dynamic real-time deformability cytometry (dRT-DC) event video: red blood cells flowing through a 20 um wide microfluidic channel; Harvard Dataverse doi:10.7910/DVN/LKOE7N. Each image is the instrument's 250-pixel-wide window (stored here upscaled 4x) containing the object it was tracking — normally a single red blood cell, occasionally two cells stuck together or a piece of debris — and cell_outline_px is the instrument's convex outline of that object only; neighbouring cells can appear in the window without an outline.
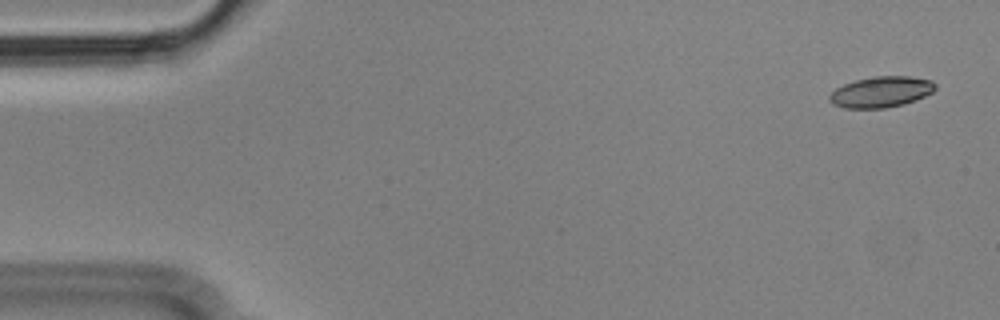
{"species": "Egyptian fruit bat (a non-hibernating species)", "species_latin": "Rousettus aegyptiacus", "temperature_condition": "cold", "stored_images_in_passage": 56, "camera_frame_rate_fps": 3000, "um_per_image_px": 0.085, "animal": {"sex": "male"}, "frame": {"image": 1, "passage_image": 3, "time_ms": 0.667, "image_size_px": [1000, 320], "cell_outline_px": [[936, 88], [932, 92], [916, 100], [904, 104], [884, 108], [844, 108], [832, 104], [828, 100], [828, 96], [836, 88], [844, 84], [856, 80], [876, 76], [908, 76], [932, 80], [936, 84]], "centroid_in_image_um": [74.89, 7.82], "position_along_channel_um": 10.1, "area_um2": 19.07}}
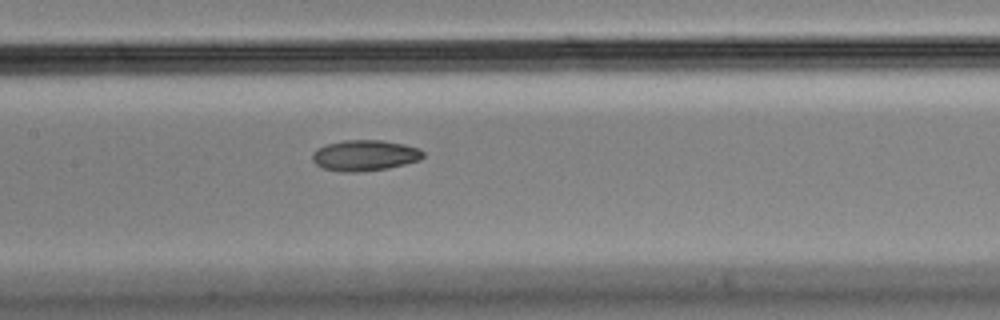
{"frame": {"image": 2, "passage_image": 27, "time_ms": 8.667, "image_size_px": [1000, 320], "cell_outline_px": [[424, 156], [420, 160], [388, 168], [356, 172], [344, 172], [324, 168], [316, 164], [312, 160], [312, 152], [316, 148], [324, 144], [344, 140], [380, 140], [404, 144], [420, 148], [424, 152]], "centroid_in_image_um": [30.99, 13.2], "position_along_channel_um": 176.4, "area_um2": 20.0}}
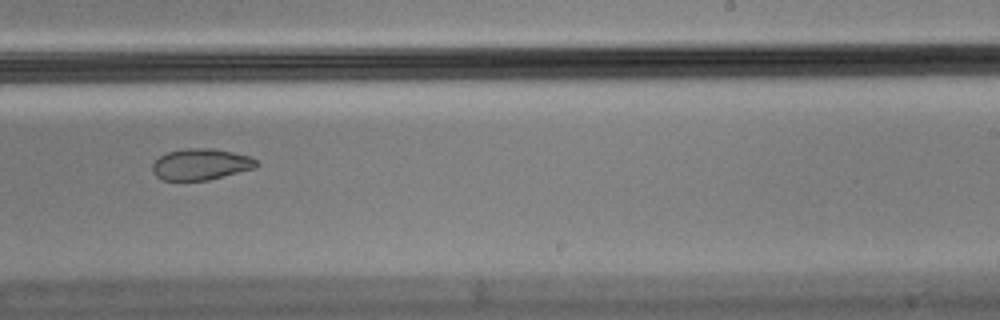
{"frame": {"image": 3, "passage_image": 35, "time_ms": 11.333, "image_size_px": [1000, 320], "cell_outline_px": [[260, 164], [256, 168], [208, 180], [164, 180], [156, 176], [152, 172], [152, 164], [160, 156], [168, 152], [184, 148], [212, 148], [252, 156]], "centroid_in_image_um": [17.1, 13.96], "position_along_channel_um": 271.9, "area_um2": 19.07}, "authors_computed_cell_mechanics": {"area_um2": 19.941, "velocity_mm_per_s": 3.5979, "shape_relaxation_time_tau1_ms": null, "shape_relaxation_time_tau2_ms": 4.2294, "deformation_change_tau1": null, "deformation_change_tau2": 0.0826}}